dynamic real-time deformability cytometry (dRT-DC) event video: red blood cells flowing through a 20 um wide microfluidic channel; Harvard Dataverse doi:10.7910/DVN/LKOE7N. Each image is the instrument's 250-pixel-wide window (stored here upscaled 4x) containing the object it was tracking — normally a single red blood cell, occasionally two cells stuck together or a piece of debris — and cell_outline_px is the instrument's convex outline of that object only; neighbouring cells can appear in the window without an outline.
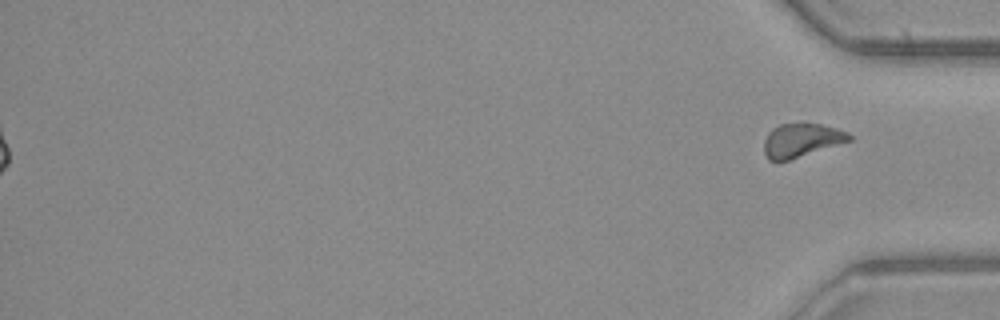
{"species": "common noctule bat (a hibernating species)", "species_latin": "Nyctalus noctula", "temperature_condition": "warm", "stored_images_in_passage": 37, "segment_of_instrument_passage": [2, 2], "camera_frame_rate_fps": 3000, "um_per_image_px": 0.085, "animal": {"sex": "male", "body_mass_g": 23.1, "forearm_length_mm": 52.7}, "frame": {"image": 1, "passage_image": 37, "time_ms": 12.0, "image_size_px": [1000, 320], "cell_outline_px": [[852, 140], [788, 160], [768, 160], [764, 152], [764, 140], [768, 132], [772, 128], [780, 124], [820, 124], [836, 128], [848, 132], [852, 136]], "centroid_in_image_um": [68.11, 11.91], "position_along_channel_um": 367.1, "area_um2": 16.47}}